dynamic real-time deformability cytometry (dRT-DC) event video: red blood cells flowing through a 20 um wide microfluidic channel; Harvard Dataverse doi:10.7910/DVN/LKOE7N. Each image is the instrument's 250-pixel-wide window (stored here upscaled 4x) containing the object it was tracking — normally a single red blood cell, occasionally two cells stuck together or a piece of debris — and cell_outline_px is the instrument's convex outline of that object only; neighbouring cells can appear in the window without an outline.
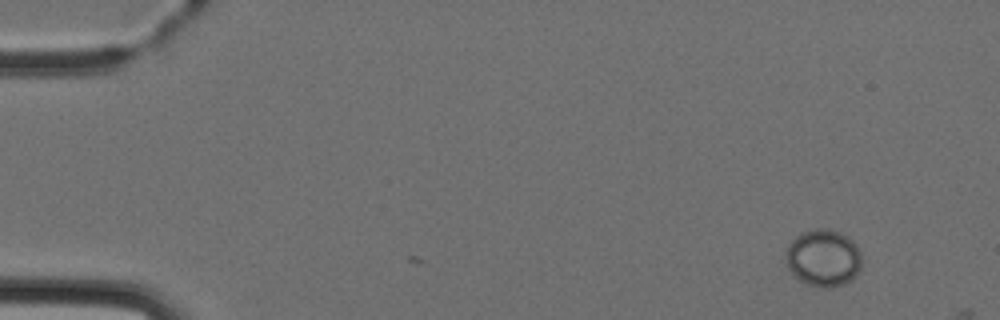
{"species": "Egyptian fruit bat (a non-hibernating species)", "species_latin": "Rousettus aegyptiacus", "temperature_condition": "cold", "stored_images_in_passage": 3, "camera_frame_rate_fps": 3000, "um_per_image_px": 0.085, "animal": {"sex": "female"}, "frame": {"image": 1, "passage_image": 1, "time_ms": 0.0, "image_size_px": [1000, 320], "cell_outline_px": [[860, 272], [852, 280], [844, 284], [832, 288], [820, 288], [808, 284], [800, 280], [788, 268], [788, 244], [800, 232], [816, 228], [828, 228], [840, 232], [848, 236], [856, 244], [860, 252]], "centroid_in_image_um": [70.03, 21.92], "position_along_channel_um": 15.0, "area_um2": 25.37}}